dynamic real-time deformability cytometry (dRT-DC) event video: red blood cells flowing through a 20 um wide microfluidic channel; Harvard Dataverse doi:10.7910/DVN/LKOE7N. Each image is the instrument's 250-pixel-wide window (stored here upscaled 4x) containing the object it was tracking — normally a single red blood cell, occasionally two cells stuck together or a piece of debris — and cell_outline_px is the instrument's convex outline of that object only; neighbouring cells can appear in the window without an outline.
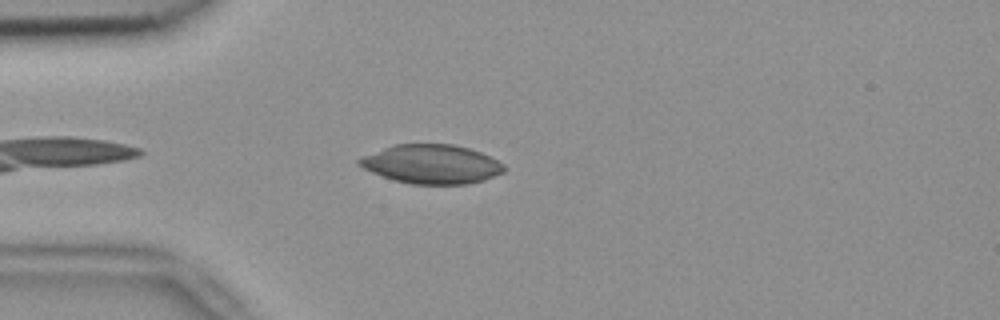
{"species": "common noctule bat (a hibernating species)", "species_latin": "Nyctalus noctula", "temperature_condition": "room temperature", "stored_images_in_passage": 36, "camera_frame_rate_fps": 3000, "um_per_image_px": 0.085, "animal": {"sex": "female", "body_mass_g": 18.4}, "frame": {"image": 1, "passage_image": 4, "time_ms": 1.0, "image_size_px": [1000, 320], "cell_outline_px": [[504, 172], [484, 180], [468, 184], [408, 184], [372, 172], [356, 164], [356, 160], [364, 156], [384, 148], [396, 144], [452, 144], [468, 148], [480, 152], [504, 164]], "centroid_in_image_um": [36.69, 13.96], "position_along_channel_um": 48.3, "area_um2": 32.66}}
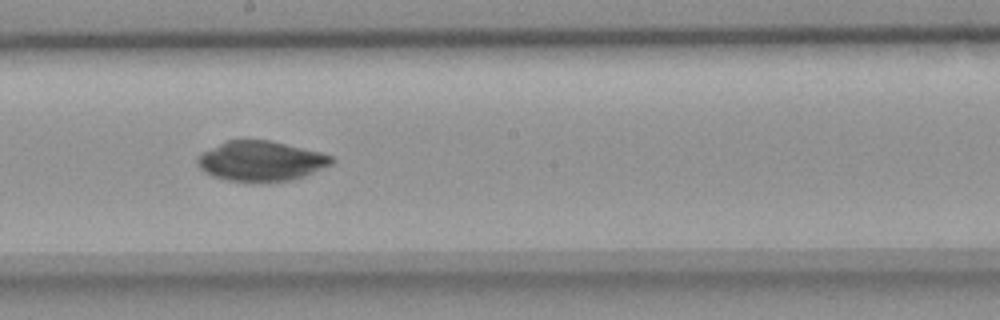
{"frame": {"image": 2, "passage_image": 19, "time_ms": 6.0, "image_size_px": [1000, 320], "cell_outline_px": [[336, 160], [332, 164], [304, 176], [292, 180], [228, 180], [212, 176], [200, 168], [196, 164], [196, 156], [200, 152], [228, 140], [268, 140], [320, 152], [332, 156]], "centroid_in_image_um": [22.15, 13.67], "position_along_channel_um": 226.0, "area_um2": 30.81}}
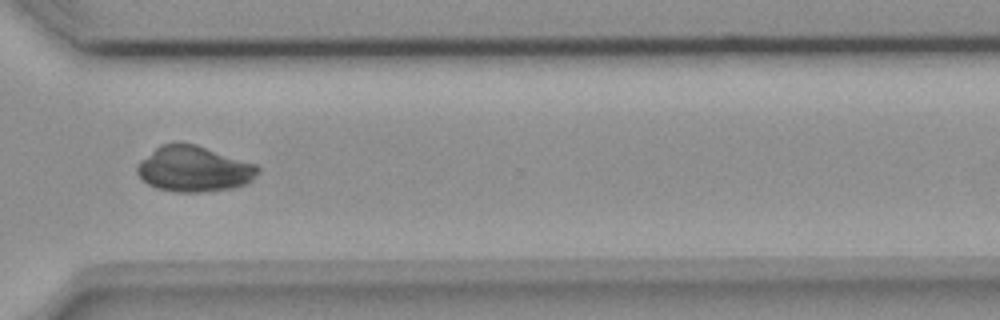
{"frame": {"image": 3, "passage_image": 29, "time_ms": 9.333, "image_size_px": [1000, 320], "cell_outline_px": [[260, 172], [252, 180], [244, 184], [232, 188], [200, 192], [176, 192], [156, 188], [148, 184], [136, 172], [136, 168], [140, 160], [160, 144], [176, 140], [196, 144], [256, 164], [260, 168]], "centroid_in_image_um": [16.47, 14.33], "position_along_channel_um": 354.1, "area_um2": 32.48}}